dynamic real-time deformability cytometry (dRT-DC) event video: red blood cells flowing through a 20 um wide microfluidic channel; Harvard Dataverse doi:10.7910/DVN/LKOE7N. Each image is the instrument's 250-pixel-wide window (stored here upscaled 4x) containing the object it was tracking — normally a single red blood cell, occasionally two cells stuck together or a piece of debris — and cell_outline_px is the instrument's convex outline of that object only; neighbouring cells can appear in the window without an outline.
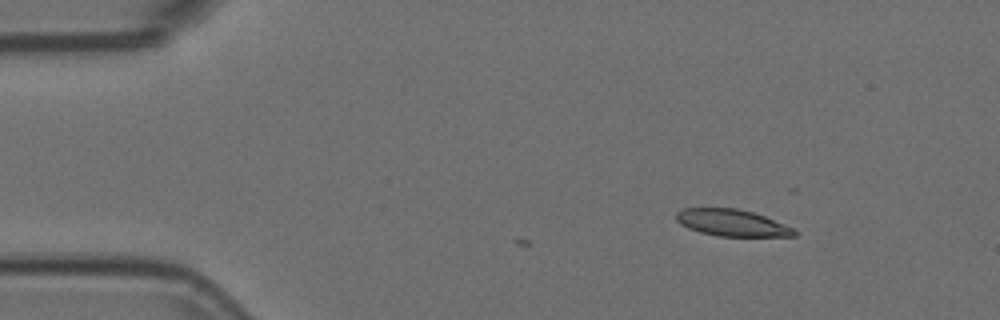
{"species": "Egyptian fruit bat (a non-hibernating species)", "species_latin": "Rousettus aegyptiacus", "temperature_condition": "room temperature", "stored_images_in_passage": 2, "camera_frame_rate_fps": 3000, "um_per_image_px": 0.085, "animal": {"sex": "female"}, "frame": {"image": 1, "passage_image": 2, "time_ms": 0.333, "image_size_px": [1000, 320], "cell_outline_px": [[796, 236], [716, 236], [700, 232], [688, 228], [680, 224], [676, 220], [676, 212], [684, 208], [736, 208], [752, 212], [764, 216], [796, 228]], "centroid_in_image_um": [62.22, 18.94], "position_along_channel_um": 22.8, "area_um2": 18.44}}